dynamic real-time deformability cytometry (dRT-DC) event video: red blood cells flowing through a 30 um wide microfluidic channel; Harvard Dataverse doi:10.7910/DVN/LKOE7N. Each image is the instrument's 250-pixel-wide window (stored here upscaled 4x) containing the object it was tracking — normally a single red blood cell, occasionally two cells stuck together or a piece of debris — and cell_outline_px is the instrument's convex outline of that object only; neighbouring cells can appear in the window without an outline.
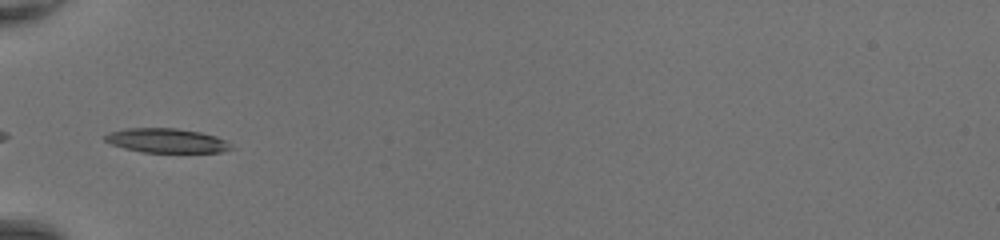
{"species": "common noctule bat (a hibernating species)", "species_latin": "Nyctalus noctula", "temperature_condition": "room temperature", "stored_images_in_passage": 31, "camera_frame_rate_fps": 3000, "um_per_image_px": 0.085, "animal": {"sex": "female", "body_mass_g": 20.0, "forearm_length_mm": 54.0}, "frame": {"image": 1, "passage_image": 1, "time_ms": 0.0, "image_size_px": [1000, 240], "cell_outline_px": [[236, 148], [220, 152], [140, 152], [124, 148], [112, 144], [104, 140], [104, 136], [108, 132], [124, 128], [176, 128], [200, 132], [216, 136], [232, 144]], "centroid_in_image_um": [14.16, 11.95], "position_along_channel_um": 70.8, "area_um2": 17.98}}
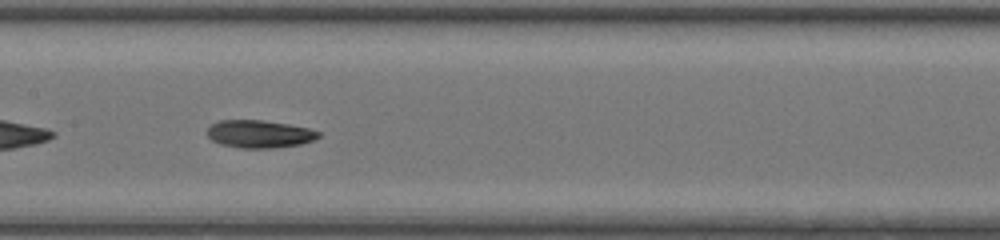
{"frame": {"image": 2, "passage_image": 9, "time_ms": 2.667, "image_size_px": [1000, 240], "cell_outline_px": [[320, 136], [312, 140], [300, 144], [272, 148], [240, 148], [220, 144], [212, 140], [208, 136], [208, 128], [212, 124], [220, 120], [264, 120], [288, 124], [308, 128], [320, 132]], "centroid_in_image_um": [22.04, 11.39], "position_along_channel_um": 185.4, "area_um2": 17.86}}
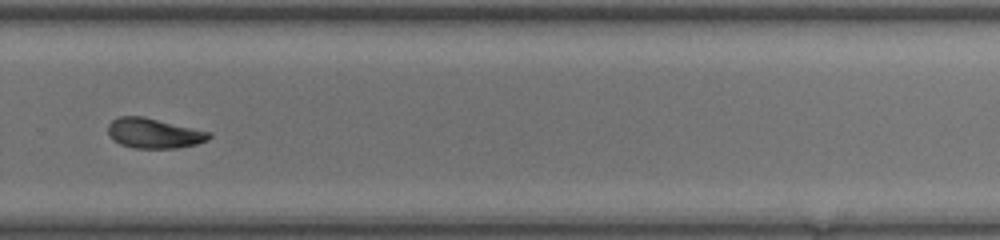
{"frame": {"image": 3, "passage_image": 18, "time_ms": 5.667, "image_size_px": [1000, 240], "cell_outline_px": [[212, 136], [208, 140], [196, 144], [176, 148], [132, 148], [120, 144], [112, 140], [108, 132], [108, 124], [112, 120], [120, 116], [144, 116], [212, 132]], "centroid_in_image_um": [13.09, 11.32], "position_along_channel_um": 316.7, "area_um2": 17.86}, "authors_computed_cell_mechanics": {"area_um2": 17.8602, "velocity_mm_per_s": 4.3878, "shape_relaxation_time_tau1_ms": 2.8828, "shape_relaxation_time_tau2_ms": 3.7635, "deformation_change_tau1": 0.1313, "deformation_change_tau2": 0.0909}}